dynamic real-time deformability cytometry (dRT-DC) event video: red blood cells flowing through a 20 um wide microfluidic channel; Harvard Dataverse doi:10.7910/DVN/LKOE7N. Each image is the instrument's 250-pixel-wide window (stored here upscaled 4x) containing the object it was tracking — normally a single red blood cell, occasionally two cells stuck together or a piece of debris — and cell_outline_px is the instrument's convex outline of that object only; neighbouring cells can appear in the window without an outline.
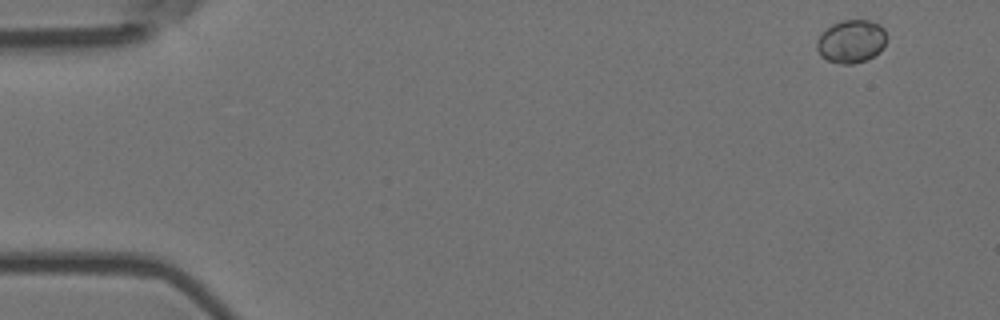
{"species": "Egyptian fruit bat (a non-hibernating species)", "species_latin": "Rousettus aegyptiacus", "temperature_condition": "room temperature", "stored_images_in_passage": 8, "camera_frame_rate_fps": 3000, "um_per_image_px": 0.085, "animal": {"sex": "female"}, "frame": {"image": 1, "passage_image": 1, "time_ms": 0.0, "image_size_px": [1000, 320], "cell_outline_px": [[888, 40], [884, 48], [880, 52], [864, 60], [852, 64], [840, 64], [828, 60], [820, 56], [816, 48], [816, 40], [820, 32], [832, 24], [844, 20], [872, 20], [880, 24], [884, 28], [888, 36]], "centroid_in_image_um": [72.37, 3.5], "position_along_channel_um": 12.6, "area_um2": 17.98}}
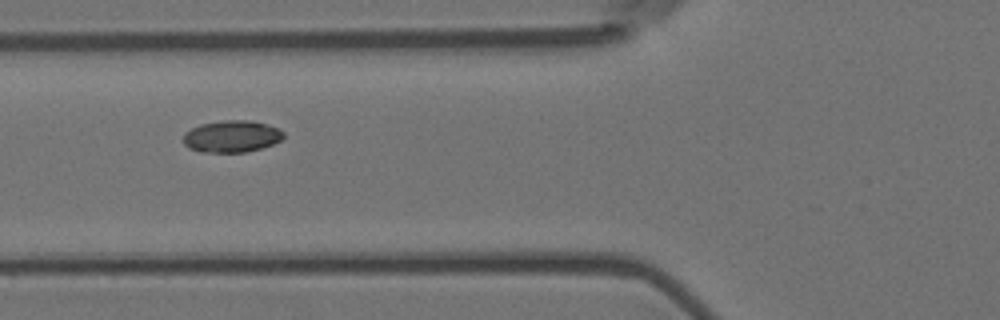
{"frame": {"image": 2, "passage_image": 6, "time_ms": 1.667, "image_size_px": [1000, 320], "cell_outline_px": [[284, 136], [280, 140], [272, 144], [260, 148], [244, 152], [200, 152], [188, 148], [184, 144], [184, 132], [200, 124], [220, 120], [252, 120], [276, 128], [284, 132]], "centroid_in_image_um": [19.65, 11.59], "position_along_channel_um": 106.1, "area_um2": 18.55}}
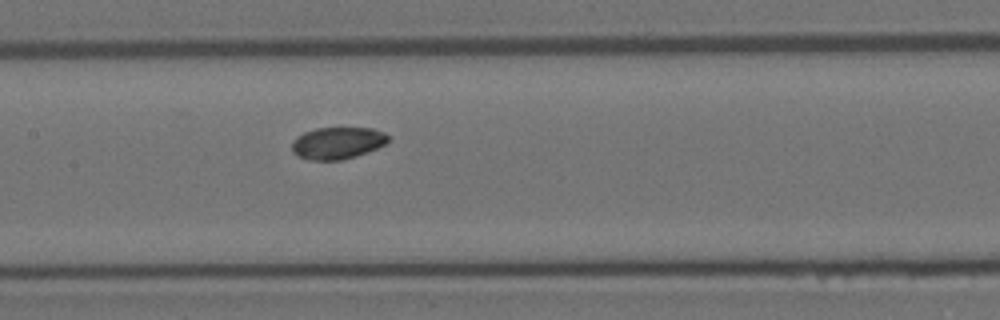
{"frame": {"image": 3, "passage_image": 8, "time_ms": 2.333, "image_size_px": [1000, 320], "cell_outline_px": [[388, 140], [384, 144], [368, 152], [356, 156], [340, 160], [308, 160], [296, 156], [292, 152], [292, 140], [296, 136], [304, 132], [316, 128], [372, 128], [384, 132], [388, 136]], "centroid_in_image_um": [28.63, 12.16], "position_along_channel_um": 178.8, "area_um2": 18.03}}